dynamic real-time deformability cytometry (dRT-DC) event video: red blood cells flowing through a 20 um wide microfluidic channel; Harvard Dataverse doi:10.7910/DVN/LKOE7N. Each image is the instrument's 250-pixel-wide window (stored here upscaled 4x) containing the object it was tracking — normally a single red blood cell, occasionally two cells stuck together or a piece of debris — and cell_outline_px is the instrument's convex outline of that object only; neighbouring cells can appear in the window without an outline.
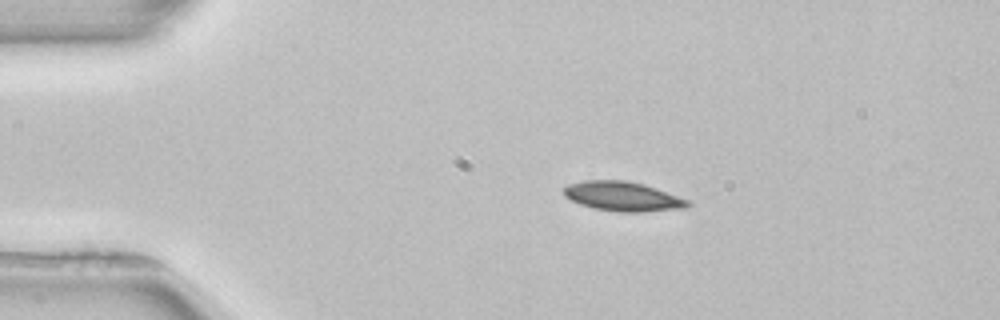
{"species": "common noctule bat (a hibernating species)", "species_latin": "Nyctalus noctula", "temperature_condition": "room temperature", "stored_images_in_passage": 43, "camera_frame_rate_fps": 3000, "um_per_image_px": 0.085, "animal": {"sex": "female", "body_mass_g": 22.7, "forearm_length_mm": 54.2}, "frame": {"image": 1, "passage_image": 1, "time_ms": 0.0, "image_size_px": [1000, 320], "cell_outline_px": [[692, 204], [688, 208], [640, 212], [620, 212], [592, 208], [580, 204], [564, 196], [564, 188], [568, 184], [584, 180], [624, 180], [644, 184], [656, 188], [688, 200]], "centroid_in_image_um": [52.94, 16.7], "position_along_channel_um": 32.1, "area_um2": 21.33}}
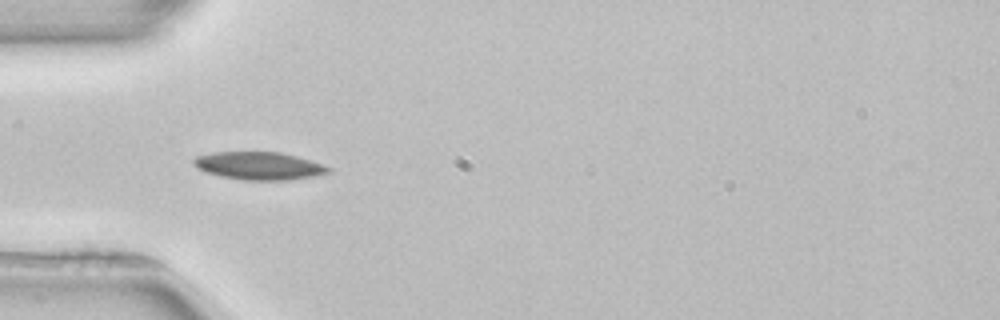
{"frame": {"image": 2, "passage_image": 7, "time_ms": 2.0, "image_size_px": [1000, 320], "cell_outline_px": [[332, 172], [316, 176], [288, 180], [244, 180], [220, 176], [204, 172], [196, 168], [192, 164], [192, 160], [196, 156], [212, 152], [280, 152], [296, 156], [332, 168]], "centroid_in_image_um": [21.97, 14.1], "position_along_channel_um": 63.0, "area_um2": 21.96}}
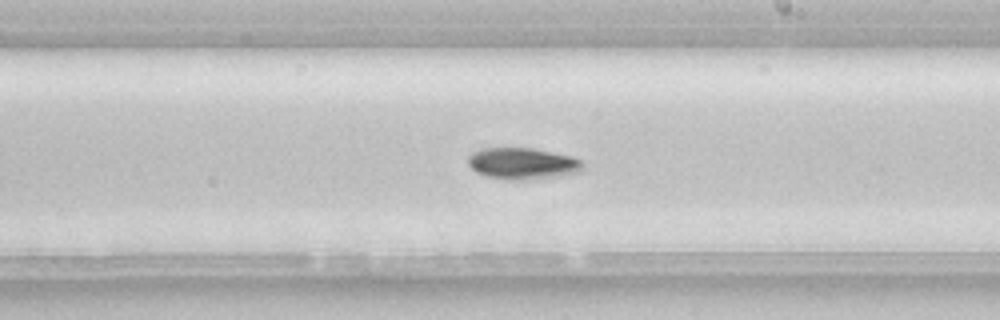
{"frame": {"image": 3, "passage_image": 21, "time_ms": 6.667, "image_size_px": [1000, 320], "cell_outline_px": [[584, 168], [580, 172], [560, 176], [524, 180], [504, 180], [488, 176], [476, 172], [468, 164], [468, 156], [472, 152], [484, 148], [532, 148], [572, 156], [584, 160]], "centroid_in_image_um": [44.46, 13.9], "position_along_channel_um": 244.5, "area_um2": 21.33}, "authors_computed_cell_mechanics": {"area_um2": 20.4612, "velocity_mm_per_s": 3.9279, "shape_relaxation_time_tau1_ms": 3.8835, "shape_relaxation_time_tau2_ms": null, "deformation_change_tau1": 0.0888, "deformation_change_tau2": null}}